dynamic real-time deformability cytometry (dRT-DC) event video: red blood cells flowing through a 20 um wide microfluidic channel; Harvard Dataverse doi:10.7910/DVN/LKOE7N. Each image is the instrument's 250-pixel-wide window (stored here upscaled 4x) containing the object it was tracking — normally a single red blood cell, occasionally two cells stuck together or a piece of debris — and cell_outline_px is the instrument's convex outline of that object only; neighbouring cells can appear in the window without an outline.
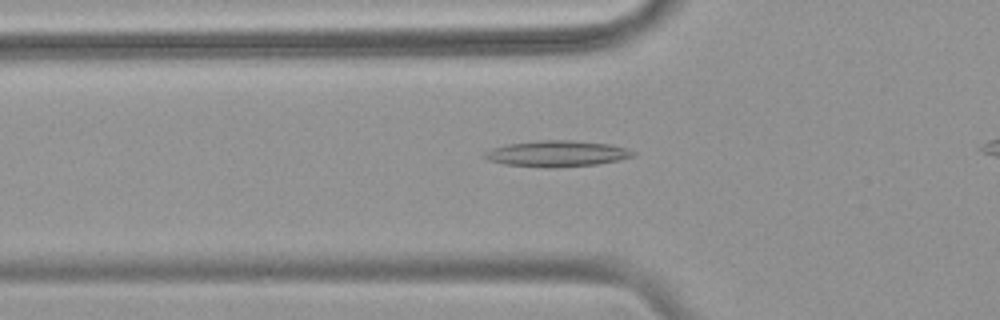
{"species": "common noctule bat (a hibernating species)", "species_latin": "Nyctalus noctula", "temperature_condition": "warm", "stored_images_in_passage": 33, "camera_frame_rate_fps": 3000, "um_per_image_px": 0.085, "animal": {"sex": "female", "body_mass_g": 18.4}, "frame": {"image": 1, "passage_image": 4, "time_ms": 1.0, "image_size_px": [1000, 320], "cell_outline_px": [[636, 152], [632, 156], [620, 160], [596, 164], [552, 168], [544, 168], [504, 164], [488, 160], [480, 156], [484, 152], [492, 148], [508, 144], [540, 140], [572, 140], [608, 144], [624, 148]], "centroid_in_image_um": [47.27, 13.06], "position_along_channel_um": 78.5, "area_um2": 22.54}}
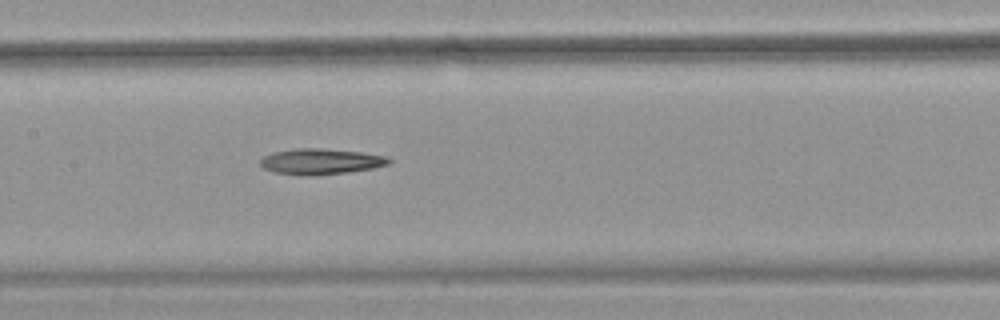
{"frame": {"image": 2, "passage_image": 12, "time_ms": 3.667, "image_size_px": [1000, 320], "cell_outline_px": [[392, 160], [388, 164], [372, 168], [348, 172], [316, 176], [312, 176], [272, 172], [264, 168], [260, 164], [260, 160], [264, 156], [272, 152], [296, 148], [320, 148], [360, 152], [388, 156]], "centroid_in_image_um": [27.25, 13.73], "position_along_channel_um": 180.1, "area_um2": 19.36}}
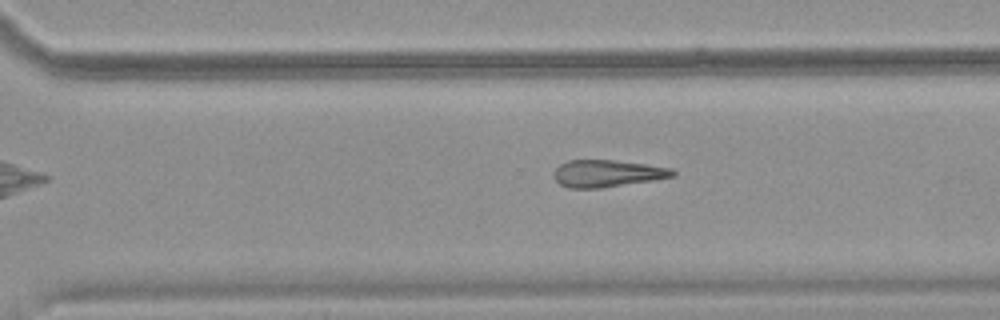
{"frame": {"image": 3, "passage_image": 23, "time_ms": 7.333, "image_size_px": [1000, 320], "cell_outline_px": [[676, 176], [652, 180], [600, 188], [568, 188], [560, 184], [552, 176], [552, 172], [560, 164], [568, 160], [616, 160], [672, 168], [676, 172]], "centroid_in_image_um": [51.58, 14.74], "position_along_channel_um": 319.0, "area_um2": 18.79}}